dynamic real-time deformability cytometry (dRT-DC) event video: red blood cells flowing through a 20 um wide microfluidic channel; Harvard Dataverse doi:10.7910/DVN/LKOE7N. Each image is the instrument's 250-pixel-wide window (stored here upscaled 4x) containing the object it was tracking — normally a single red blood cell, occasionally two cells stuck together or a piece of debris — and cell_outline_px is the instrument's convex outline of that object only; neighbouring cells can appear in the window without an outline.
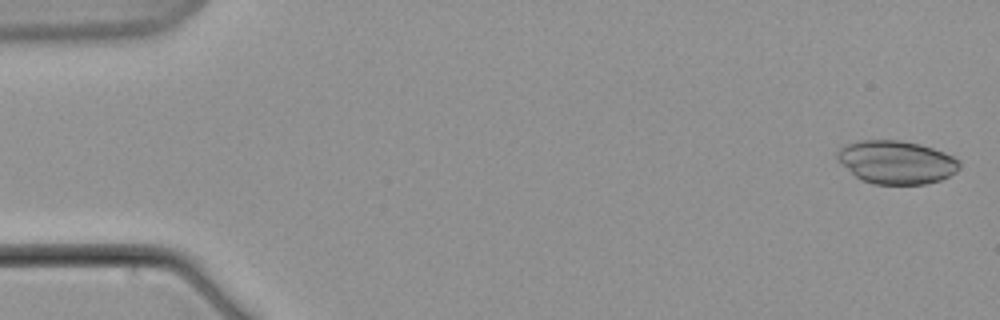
{"species": "common noctule bat (a hibernating species)", "species_latin": "Nyctalus noctula", "temperature_condition": "warm", "stored_images_in_passage": 19, "camera_frame_rate_fps": 3000, "um_per_image_px": 0.085, "animal": {"sex": "male", "body_mass_g": 21.5, "forearm_length_mm": 52.0}, "frame": {"image": 1, "passage_image": 1, "time_ms": 0.0, "image_size_px": [1000, 320], "cell_outline_px": [[960, 168], [956, 172], [940, 180], [924, 184], [872, 184], [860, 180], [836, 156], [836, 152], [844, 144], [856, 140], [900, 140], [920, 144], [944, 152], [960, 160]], "centroid_in_image_um": [76.2, 13.78], "position_along_channel_um": 8.8, "area_um2": 30.75}}
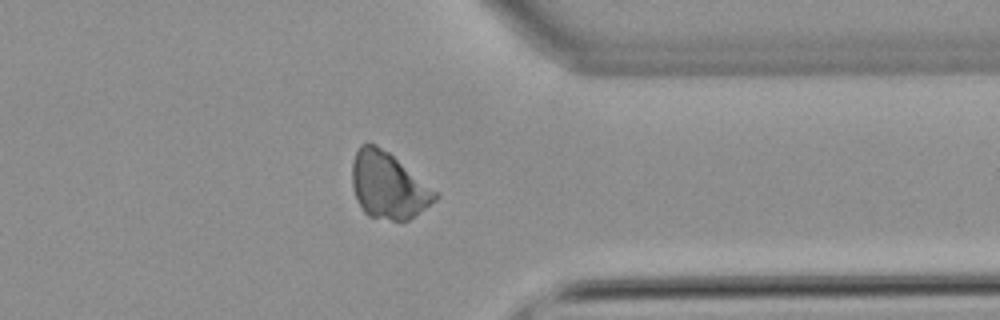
{"frame": {"image": 2, "passage_image": 15, "time_ms": 18.0, "image_size_px": [1000, 320], "cell_outline_px": [[440, 196], [436, 200], [408, 220], [392, 220], [368, 216], [364, 212], [356, 200], [352, 184], [352, 164], [356, 152], [360, 144], [376, 144], [388, 152], [436, 192]], "centroid_in_image_um": [32.96, 15.78], "position_along_channel_um": 378.4, "area_um2": 31.5}}
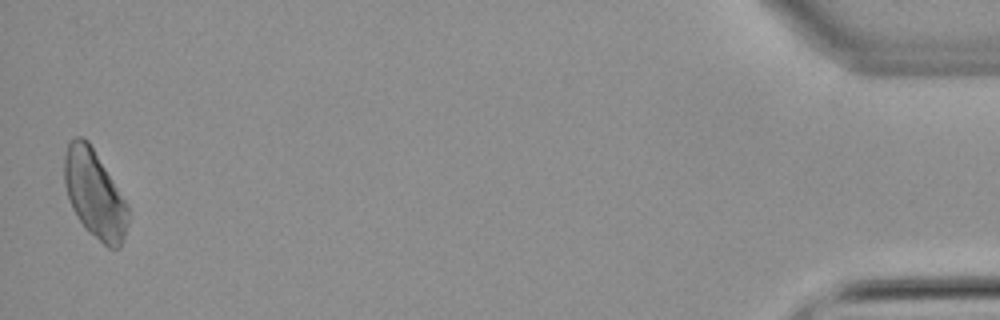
{"frame": {"image": 3, "passage_image": 19, "time_ms": 22.667, "image_size_px": [1000, 320], "cell_outline_px": [[128, 224], [120, 248], [108, 248], [88, 232], [84, 228], [72, 208], [68, 200], [64, 184], [64, 156], [68, 144], [76, 136], [84, 136], [88, 140], [128, 204]], "centroid_in_image_um": [8.03, 16.51], "position_along_channel_um": 427.2, "area_um2": 32.83}}